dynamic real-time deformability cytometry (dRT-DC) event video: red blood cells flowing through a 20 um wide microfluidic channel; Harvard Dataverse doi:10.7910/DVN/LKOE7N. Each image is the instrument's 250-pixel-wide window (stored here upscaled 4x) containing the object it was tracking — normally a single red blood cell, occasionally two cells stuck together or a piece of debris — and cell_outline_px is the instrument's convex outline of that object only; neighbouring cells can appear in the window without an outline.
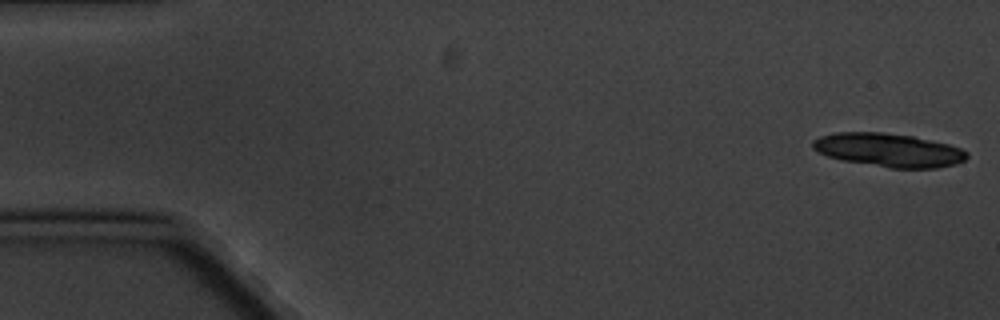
{"species": "common noctule bat (a hibernating species)", "species_latin": "Nyctalus noctula", "temperature_condition": "cold", "stored_images_in_passage": 8, "segment_of_instrument_passage": [1, 2], "camera_frame_rate_fps": 3000, "um_per_image_px": 0.085, "animal": {"sex": "male", "body_mass_g": 20.1, "forearm_length_mm": 53.5}, "frame": {"image": 1, "passage_image": 1, "time_ms": 0.0, "image_size_px": [1000, 320], "cell_outline_px": [[968, 156], [964, 160], [956, 164], [936, 168], [888, 168], [844, 160], [828, 156], [816, 152], [812, 148], [812, 140], [820, 136], [836, 132], [880, 132], [912, 136], [948, 144], [960, 148], [968, 152]], "centroid_in_image_um": [75.52, 12.75], "position_along_channel_um": 9.5, "area_um2": 30.11}}